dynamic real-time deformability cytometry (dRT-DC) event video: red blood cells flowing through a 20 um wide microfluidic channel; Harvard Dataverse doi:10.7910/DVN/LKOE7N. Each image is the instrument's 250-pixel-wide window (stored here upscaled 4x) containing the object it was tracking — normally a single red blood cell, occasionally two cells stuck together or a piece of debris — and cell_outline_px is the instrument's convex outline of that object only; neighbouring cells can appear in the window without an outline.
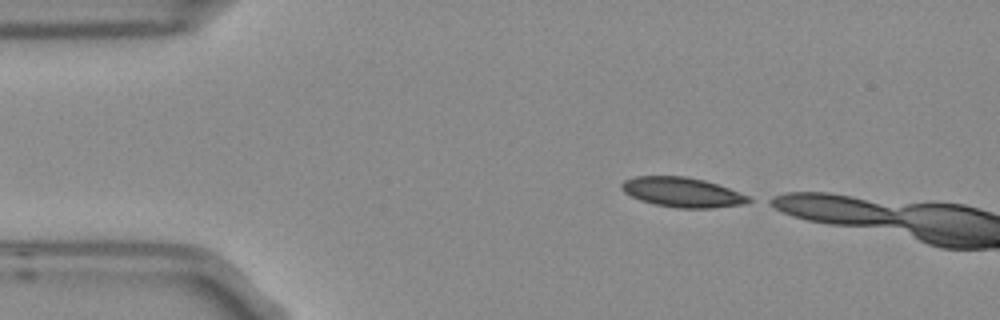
{"species": "Egyptian fruit bat (a non-hibernating species)", "species_latin": "Rousettus aegyptiacus", "temperature_condition": "room temperature", "stored_images_in_passage": 6, "segment_of_instrument_passage": [2, 2], "camera_frame_rate_fps": 3000, "um_per_image_px": 0.085, "frame": {"image": 1, "passage_image": 6, "time_ms": 1.667, "image_size_px": [1000, 320], "cell_outline_px": [[756, 200], [748, 204], [712, 208], [680, 208], [656, 204], [640, 200], [624, 192], [620, 188], [620, 184], [624, 180], [636, 176], [688, 176], [704, 180], [752, 196]], "centroid_in_image_um": [58.07, 16.34], "position_along_channel_um": 26.9, "area_um2": 22.25}}